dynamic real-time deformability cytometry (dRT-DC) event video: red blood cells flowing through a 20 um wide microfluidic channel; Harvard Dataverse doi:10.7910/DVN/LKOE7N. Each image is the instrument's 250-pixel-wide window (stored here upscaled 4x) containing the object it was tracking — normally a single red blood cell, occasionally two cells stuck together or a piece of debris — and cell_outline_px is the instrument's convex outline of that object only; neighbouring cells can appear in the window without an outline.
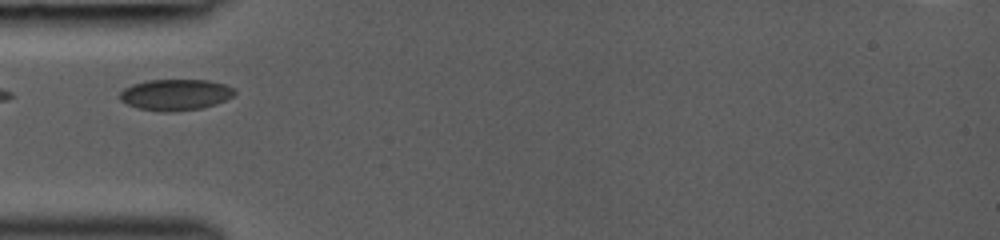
{"species": "common noctule bat (a hibernating species)", "species_latin": "Nyctalus noctula", "temperature_condition": "room temperature", "stored_images_in_passage": 3, "camera_frame_rate_fps": 3000, "um_per_image_px": 0.085, "animal": {"sex": "female", "body_mass_g": 19.0, "forearm_length_mm": 53.3}, "frame": {"image": 1, "passage_image": 1, "time_ms": 0.0, "image_size_px": [1000, 240], "cell_outline_px": [[236, 92], [232, 96], [216, 104], [200, 108], [176, 112], [160, 112], [140, 108], [128, 104], [120, 100], [120, 92], [124, 88], [132, 84], [148, 80], [208, 80], [224, 84], [232, 88]], "centroid_in_image_um": [14.9, 8.05], "position_along_channel_um": 70.1, "area_um2": 20.75}}